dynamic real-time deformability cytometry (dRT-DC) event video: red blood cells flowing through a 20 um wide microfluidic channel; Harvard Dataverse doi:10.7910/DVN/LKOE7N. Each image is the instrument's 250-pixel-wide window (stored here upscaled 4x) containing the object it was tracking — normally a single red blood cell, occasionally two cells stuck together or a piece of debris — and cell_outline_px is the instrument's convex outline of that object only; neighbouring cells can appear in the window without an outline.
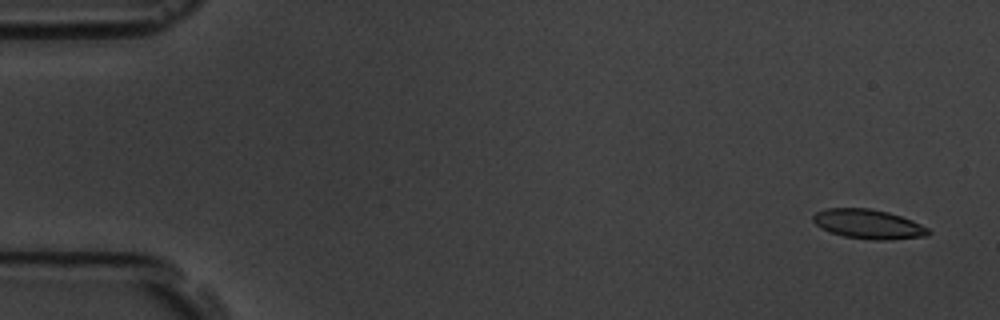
{"species": "common noctule bat (a hibernating species)", "species_latin": "Nyctalus noctula", "temperature_condition": "room temperature", "stored_images_in_passage": 5, "camera_frame_rate_fps": 3000, "um_per_image_px": 0.085, "animal": {"sex": "male", "body_mass_g": 19.5, "forearm_length_mm": 54.6}, "frame": {"image": 1, "passage_image": 1, "time_ms": 0.0, "image_size_px": [1000, 320], "cell_outline_px": [[932, 232], [928, 236], [888, 240], [872, 240], [844, 236], [820, 228], [812, 220], [812, 216], [816, 212], [824, 208], [868, 208], [888, 212], [912, 220], [928, 228]], "centroid_in_image_um": [73.81, 19.05], "position_along_channel_um": 11.2, "area_um2": 19.83}}
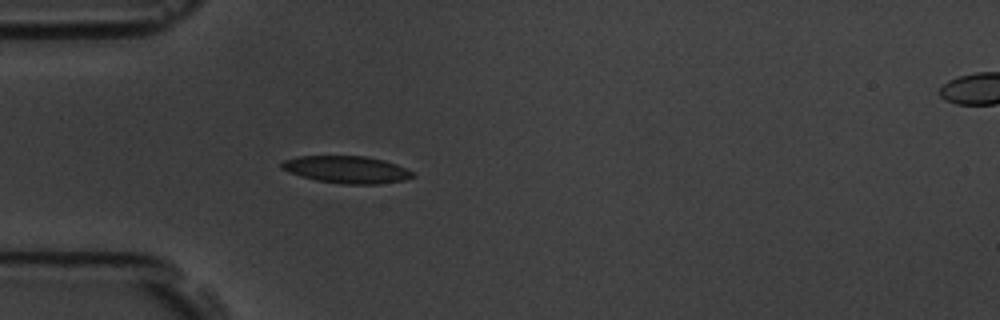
{"frame": {"image": 2, "passage_image": 5, "time_ms": 4.667, "image_size_px": [1000, 320], "cell_outline_px": [[416, 176], [404, 180], [380, 184], [340, 184], [316, 180], [288, 172], [280, 168], [280, 164], [284, 160], [296, 156], [364, 156], [384, 160], [396, 164], [416, 172]], "centroid_in_image_um": [29.49, 14.41], "position_along_channel_um": 55.5, "area_um2": 20.98}}